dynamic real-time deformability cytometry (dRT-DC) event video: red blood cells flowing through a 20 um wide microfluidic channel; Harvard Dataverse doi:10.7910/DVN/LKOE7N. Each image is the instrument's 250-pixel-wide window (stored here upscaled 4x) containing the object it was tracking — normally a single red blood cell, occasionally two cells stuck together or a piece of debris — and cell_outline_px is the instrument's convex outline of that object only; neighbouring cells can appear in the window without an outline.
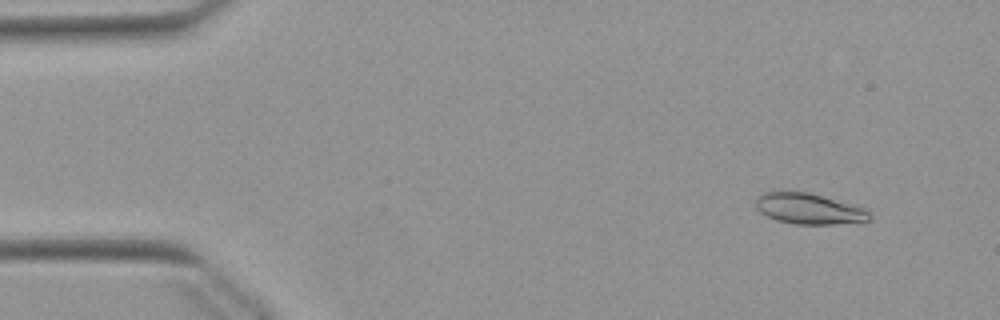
{"species": "Egyptian fruit bat (a non-hibernating species)", "species_latin": "Rousettus aegyptiacus", "temperature_condition": "warm", "stored_images_in_passage": 9, "camera_frame_rate_fps": 3000, "um_per_image_px": 0.085, "animal": {"sex": "female"}, "frame": {"image": 1, "passage_image": 5, "time_ms": 1.333, "image_size_px": [1000, 320], "cell_outline_px": [[872, 216], [868, 220], [832, 224], [796, 224], [776, 220], [760, 212], [756, 208], [756, 196], [760, 192], [808, 192], [856, 204], [864, 208]], "centroid_in_image_um": [68.74, 17.73], "position_along_channel_um": 16.3, "area_um2": 20.4}}